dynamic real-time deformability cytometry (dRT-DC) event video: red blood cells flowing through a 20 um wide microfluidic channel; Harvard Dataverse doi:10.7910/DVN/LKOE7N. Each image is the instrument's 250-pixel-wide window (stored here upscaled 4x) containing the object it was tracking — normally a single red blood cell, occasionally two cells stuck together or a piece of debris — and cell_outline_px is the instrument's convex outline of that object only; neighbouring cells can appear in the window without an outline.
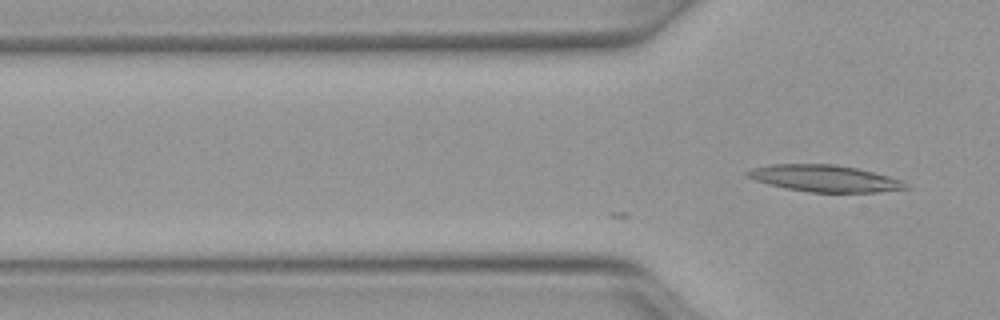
{"species": "Egyptian fruit bat (a non-hibernating species)", "species_latin": "Rousettus aegyptiacus", "temperature_condition": "warm", "stored_images_in_passage": 3, "camera_frame_rate_fps": 3000, "um_per_image_px": 0.085, "animal": {"sex": "female"}, "frame": {"image": 1, "passage_image": 3, "time_ms": 0.667, "image_size_px": [1000, 320], "cell_outline_px": [[912, 188], [876, 192], [812, 192], [784, 188], [768, 184], [756, 180], [748, 176], [744, 172], [752, 168], [772, 164], [836, 164], [856, 168], [888, 176], [900, 180], [908, 184]], "centroid_in_image_um": [70.1, 15.16], "position_along_channel_um": 55.7, "area_um2": 24.51}}